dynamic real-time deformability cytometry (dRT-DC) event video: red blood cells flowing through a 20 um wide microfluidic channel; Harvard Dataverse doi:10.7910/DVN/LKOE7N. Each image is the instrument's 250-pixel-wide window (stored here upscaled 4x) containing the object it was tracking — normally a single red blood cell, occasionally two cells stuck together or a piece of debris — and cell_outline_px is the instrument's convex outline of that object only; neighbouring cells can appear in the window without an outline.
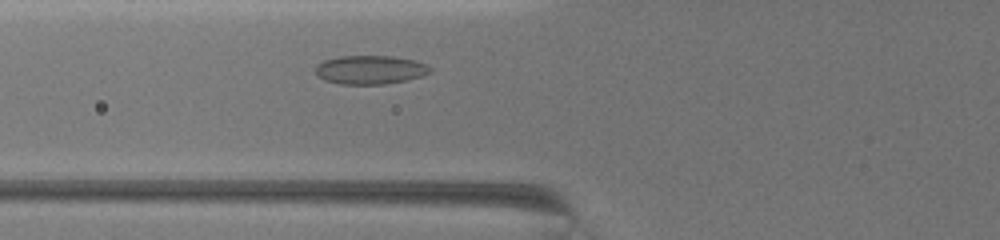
{"species": "common noctule bat (a hibernating species)", "species_latin": "Nyctalus noctula", "temperature_condition": "warm", "stored_images_in_passage": 23, "camera_frame_rate_fps": 3000, "um_per_image_px": 0.085, "animal": {"sex": "female", "body_mass_g": 19.5, "forearm_length_mm": 54.1}, "frame": {"image": 1, "passage_image": 3, "time_ms": 0.667, "image_size_px": [1000, 240], "cell_outline_px": [[432, 72], [420, 76], [404, 80], [384, 84], [340, 84], [324, 80], [316, 72], [316, 68], [324, 60], [340, 56], [392, 56], [416, 60], [428, 64], [432, 68]], "centroid_in_image_um": [31.52, 5.92], "position_along_channel_um": 94.3, "area_um2": 19.07}}
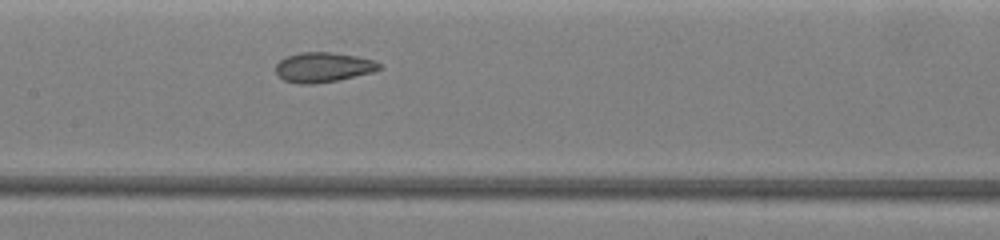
{"frame": {"image": 2, "passage_image": 8, "time_ms": 2.667, "image_size_px": [1000, 240], "cell_outline_px": [[384, 68], [372, 72], [336, 80], [316, 84], [296, 84], [284, 80], [276, 72], [276, 64], [280, 60], [288, 56], [300, 52], [328, 52], [356, 56], [376, 60]], "centroid_in_image_um": [27.48, 5.72], "position_along_channel_um": 179.9, "area_um2": 17.98}}
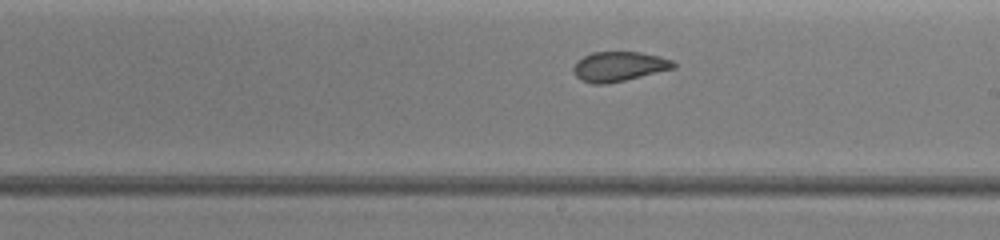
{"frame": {"image": 3, "passage_image": 12, "time_ms": 4.0, "image_size_px": [1000, 240], "cell_outline_px": [[676, 68], [608, 84], [592, 84], [580, 80], [576, 76], [572, 68], [576, 60], [592, 52], [640, 52], [660, 56], [672, 60], [676, 64]], "centroid_in_image_um": [52.6, 5.65], "position_along_channel_um": 236.4, "area_um2": 17.51}}